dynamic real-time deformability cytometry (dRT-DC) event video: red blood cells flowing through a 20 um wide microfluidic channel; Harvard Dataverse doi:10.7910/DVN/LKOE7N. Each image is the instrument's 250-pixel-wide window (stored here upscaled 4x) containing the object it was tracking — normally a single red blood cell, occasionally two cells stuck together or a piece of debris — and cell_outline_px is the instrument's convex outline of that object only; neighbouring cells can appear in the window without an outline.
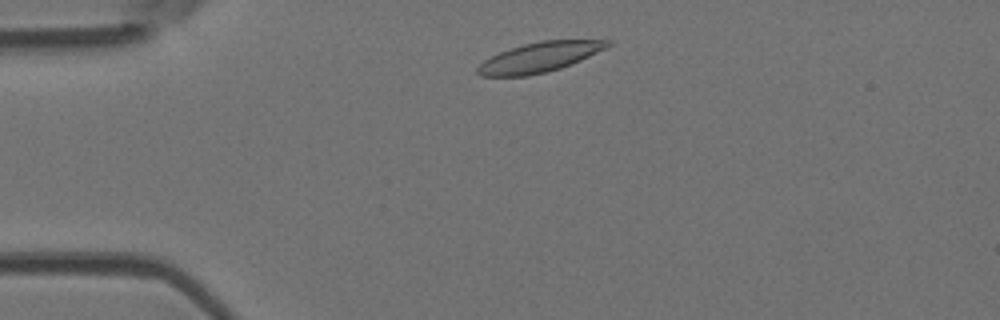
{"species": "Egyptian fruit bat (a non-hibernating species)", "species_latin": "Rousettus aegyptiacus", "temperature_condition": "room temperature", "stored_images_in_passage": 3, "camera_frame_rate_fps": 3000, "um_per_image_px": 0.085, "animal": {"sex": "female"}, "frame": {"image": 1, "passage_image": 2, "time_ms": 1.0, "image_size_px": [1000, 320], "cell_outline_px": [[612, 44], [580, 60], [560, 68], [528, 76], [480, 76], [476, 72], [476, 68], [484, 60], [500, 52], [524, 44], [540, 40], [612, 40]], "centroid_in_image_um": [45.82, 4.86], "position_along_channel_um": 39.2, "area_um2": 22.25}}